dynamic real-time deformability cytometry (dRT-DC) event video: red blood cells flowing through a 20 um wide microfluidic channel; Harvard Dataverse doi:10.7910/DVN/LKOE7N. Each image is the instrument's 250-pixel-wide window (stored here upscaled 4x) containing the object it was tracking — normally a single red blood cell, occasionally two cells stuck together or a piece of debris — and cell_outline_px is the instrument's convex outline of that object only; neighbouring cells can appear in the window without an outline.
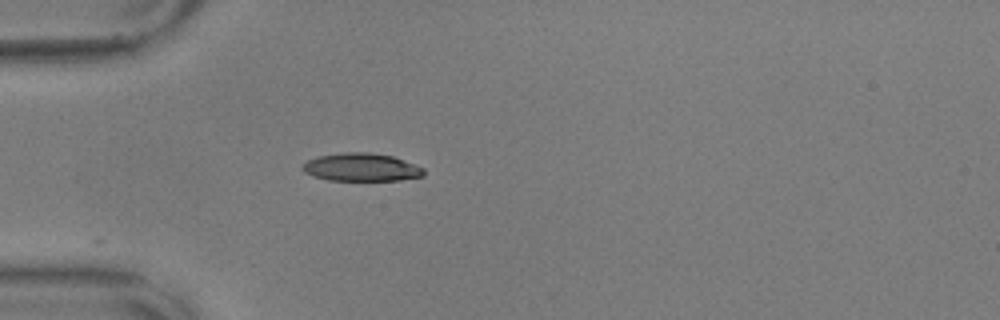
{"species": "common noctule bat (a hibernating species)", "species_latin": "Nyctalus noctula", "temperature_condition": "warm", "stored_images_in_passage": 5, "camera_frame_rate_fps": 3000, "um_per_image_px": 0.085, "animal": {"sex": "male", "body_mass_g": 17.9, "forearm_length_mm": 54.2}, "frame": {"image": 1, "passage_image": 1, "time_ms": 0.0, "image_size_px": [1000, 320], "cell_outline_px": [[424, 176], [400, 180], [328, 180], [312, 176], [304, 172], [300, 168], [308, 160], [316, 156], [344, 152], [368, 152], [392, 156], [416, 164], [424, 168]], "centroid_in_image_um": [30.71, 14.21], "position_along_channel_um": 54.3, "area_um2": 19.88}}